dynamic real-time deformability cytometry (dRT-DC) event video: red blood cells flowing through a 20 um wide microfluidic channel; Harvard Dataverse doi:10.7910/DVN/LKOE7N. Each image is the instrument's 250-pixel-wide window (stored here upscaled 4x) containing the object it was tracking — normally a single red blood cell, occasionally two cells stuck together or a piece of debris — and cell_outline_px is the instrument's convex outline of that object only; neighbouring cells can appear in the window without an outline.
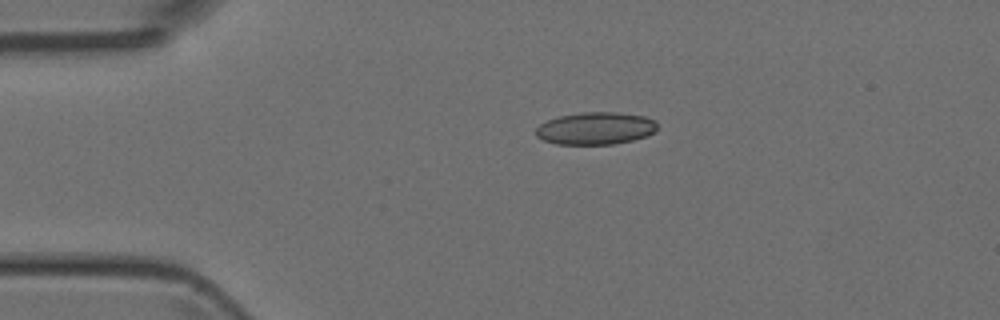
{"species": "Egyptian fruit bat (a non-hibernating species)", "species_latin": "Rousettus aegyptiacus", "temperature_condition": "room temperature", "stored_images_in_passage": 2, "camera_frame_rate_fps": 3000, "um_per_image_px": 0.085, "animal": {"sex": "female"}, "frame": {"image": 1, "passage_image": 1, "time_ms": 0.0, "image_size_px": [1000, 320], "cell_outline_px": [[656, 132], [632, 140], [612, 144], [556, 144], [544, 140], [536, 136], [536, 128], [540, 124], [548, 120], [560, 116], [584, 112], [616, 112], [644, 116], [656, 120]], "centroid_in_image_um": [50.63, 10.91], "position_along_channel_um": 34.4, "area_um2": 22.77}}